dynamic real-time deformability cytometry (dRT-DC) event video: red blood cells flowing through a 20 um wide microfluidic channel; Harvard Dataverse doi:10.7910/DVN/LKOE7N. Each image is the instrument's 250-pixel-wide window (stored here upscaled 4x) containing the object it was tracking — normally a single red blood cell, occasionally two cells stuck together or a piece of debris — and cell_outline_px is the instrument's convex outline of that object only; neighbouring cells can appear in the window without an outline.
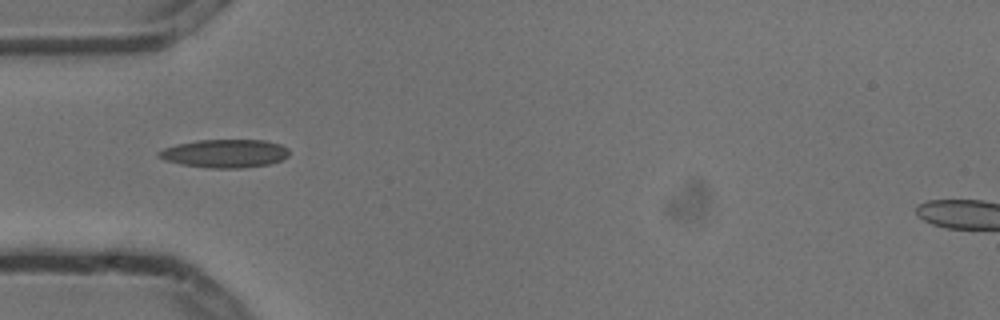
{"species": "common noctule bat (a hibernating species)", "species_latin": "Nyctalus noctula", "temperature_condition": "cold", "stored_images_in_passage": 5, "camera_frame_rate_fps": 3000, "um_per_image_px": 0.085, "animal": {"sex": "male", "body_mass_g": 13.3}, "frame": {"image": 1, "passage_image": 1, "time_ms": 0.0, "image_size_px": [1000, 320], "cell_outline_px": [[288, 156], [280, 160], [268, 164], [244, 168], [208, 168], [180, 164], [164, 160], [156, 156], [156, 152], [164, 148], [176, 144], [196, 140], [264, 140], [280, 144], [288, 148]], "centroid_in_image_um": [19.06, 13.04], "position_along_channel_um": 65.9, "area_um2": 21.62}}
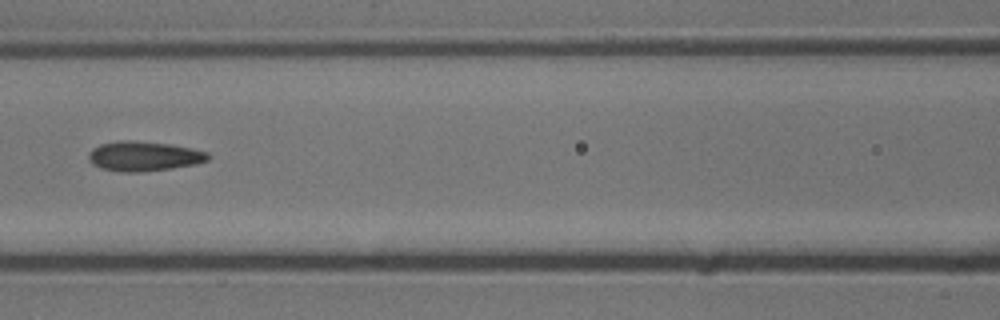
{"frame": {"image": 2, "passage_image": 3, "time_ms": 0.667, "image_size_px": [1000, 320], "cell_outline_px": [[208, 160], [196, 164], [172, 168], [140, 172], [124, 172], [100, 168], [92, 164], [88, 160], [88, 152], [92, 148], [100, 144], [120, 140], [128, 140], [168, 144], [208, 152]], "centroid_in_image_um": [12.17, 13.28], "position_along_channel_um": 154.4, "area_um2": 20.58}}
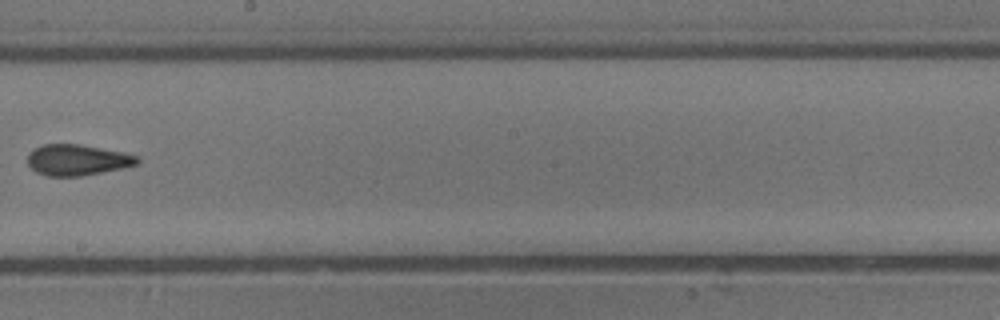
{"frame": {"image": 3, "passage_image": 5, "time_ms": 1.333, "image_size_px": [1000, 320], "cell_outline_px": [[140, 160], [136, 164], [124, 168], [80, 176], [44, 176], [36, 172], [28, 164], [28, 152], [44, 144], [80, 144], [124, 152], [140, 156]], "centroid_in_image_um": [6.59, 13.59], "position_along_channel_um": 241.6, "area_um2": 19.88}}